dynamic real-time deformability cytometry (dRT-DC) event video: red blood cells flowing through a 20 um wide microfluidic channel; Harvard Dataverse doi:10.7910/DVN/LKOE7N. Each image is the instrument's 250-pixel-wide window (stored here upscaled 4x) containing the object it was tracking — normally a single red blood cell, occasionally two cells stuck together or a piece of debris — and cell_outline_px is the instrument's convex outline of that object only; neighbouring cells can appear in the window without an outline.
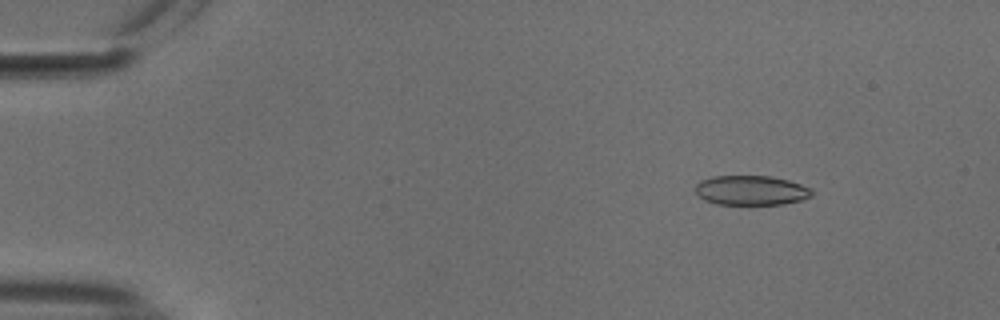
{"species": "common noctule bat (a hibernating species)", "species_latin": "Nyctalus noctula", "temperature_condition": "cold", "stored_images_in_passage": 54, "camera_frame_rate_fps": 3000, "um_per_image_px": 0.085, "animal": {"sex": "male", "body_mass_g": 18.8}, "frame": {"image": 1, "passage_image": 7, "time_ms": 2.0, "image_size_px": [1000, 320], "cell_outline_px": [[812, 196], [804, 200], [784, 204], [716, 204], [704, 200], [696, 192], [696, 184], [700, 180], [712, 176], [772, 176], [788, 180], [812, 188]], "centroid_in_image_um": [63.87, 16.18], "position_along_channel_um": 21.1, "area_um2": 20.23}}
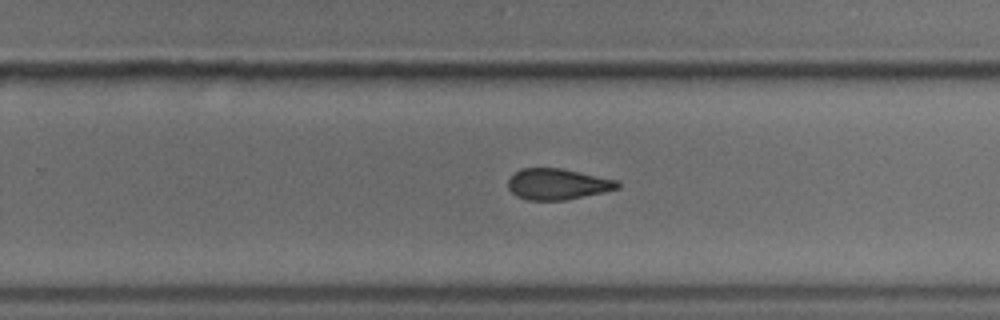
{"frame": {"image": 2, "passage_image": 35, "time_ms": 11.333, "image_size_px": [1000, 320], "cell_outline_px": [[620, 188], [604, 192], [564, 200], [528, 200], [516, 196], [508, 188], [508, 180], [520, 168], [560, 168], [616, 180], [620, 184]], "centroid_in_image_um": [47.37, 15.65], "position_along_channel_um": 282.4, "area_um2": 19.59}}
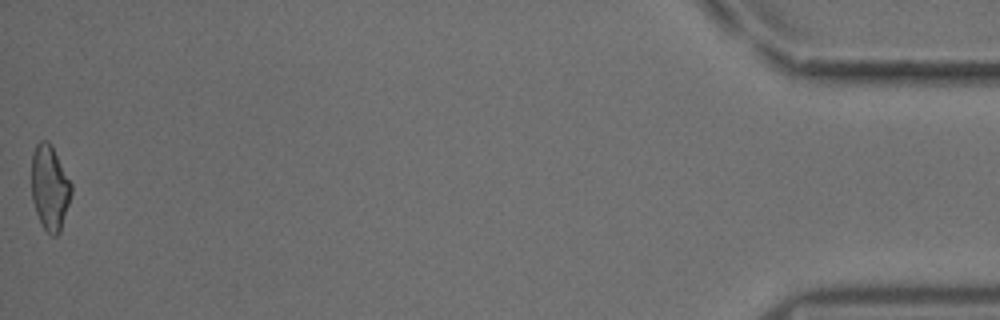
{"frame": {"image": 3, "passage_image": 54, "time_ms": 17.667, "image_size_px": [1000, 320], "cell_outline_px": [[72, 192], [60, 232], [56, 236], [52, 236], [40, 224], [32, 200], [32, 152], [36, 144], [40, 140], [48, 140], [72, 184]], "centroid_in_image_um": [4.22, 15.97], "position_along_channel_um": 431.0, "area_um2": 19.59}, "authors_computed_cell_mechanics": {"area_um2": 20.4612, "velocity_mm_per_s": 3.776, "shape_relaxation_time_tau1_ms": 8.7143, "shape_relaxation_time_tau2_ms": 3.718, "deformation_change_tau1": 0.1729, "deformation_change_tau2": 0.1014}}